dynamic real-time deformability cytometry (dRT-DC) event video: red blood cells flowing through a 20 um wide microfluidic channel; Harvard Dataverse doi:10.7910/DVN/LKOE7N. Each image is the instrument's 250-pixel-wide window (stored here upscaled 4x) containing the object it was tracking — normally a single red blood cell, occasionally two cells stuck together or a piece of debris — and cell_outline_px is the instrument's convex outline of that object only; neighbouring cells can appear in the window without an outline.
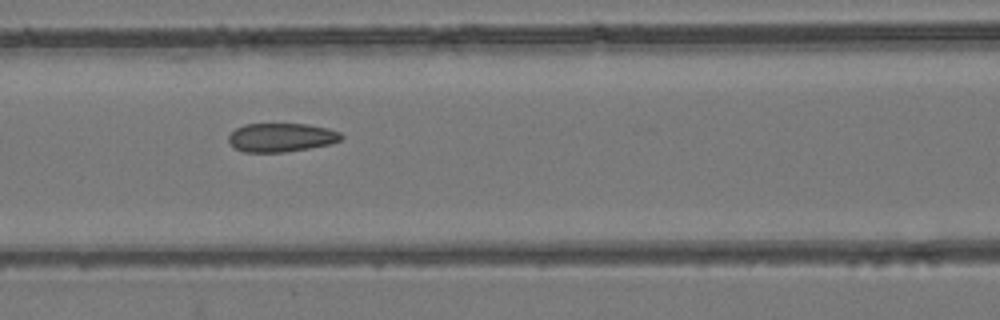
{"species": "common noctule bat (a hibernating species)", "species_latin": "Nyctalus noctula", "temperature_condition": "room temperature", "stored_images_in_passage": 29, "camera_frame_rate_fps": 3000, "um_per_image_px": 0.085, "animal": {"sex": "female", "body_mass_g": 24.6, "forearm_length_mm": 56.2}, "frame": {"image": 1, "passage_image": 24, "time_ms": 7.667, "image_size_px": [1000, 320], "cell_outline_px": [[344, 136], [340, 140], [328, 144], [308, 148], [284, 152], [244, 152], [236, 148], [228, 140], [228, 136], [236, 128], [244, 124], [308, 124], [328, 128], [340, 132]], "centroid_in_image_um": [23.91, 11.67], "position_along_channel_um": 142.7, "area_um2": 18.73}}
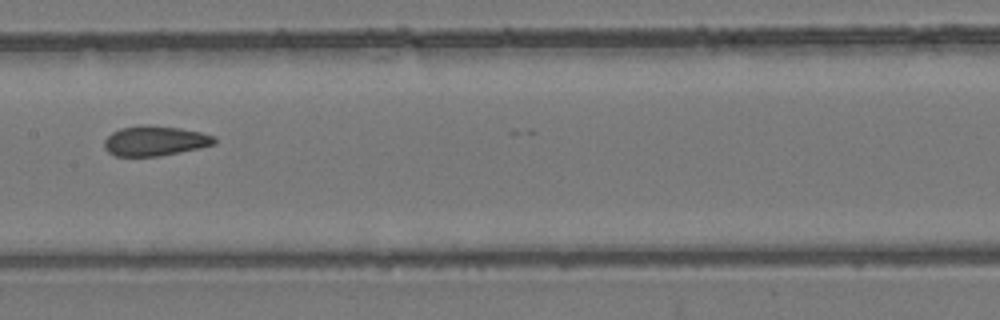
{"frame": {"image": 2, "passage_image": 28, "time_ms": 9.0, "image_size_px": [1000, 320], "cell_outline_px": [[216, 144], [200, 148], [160, 156], [116, 156], [108, 152], [104, 148], [104, 140], [112, 132], [120, 128], [144, 124], [180, 128], [200, 132], [216, 136]], "centroid_in_image_um": [13.18, 11.97], "position_along_channel_um": 194.2, "area_um2": 19.36}}